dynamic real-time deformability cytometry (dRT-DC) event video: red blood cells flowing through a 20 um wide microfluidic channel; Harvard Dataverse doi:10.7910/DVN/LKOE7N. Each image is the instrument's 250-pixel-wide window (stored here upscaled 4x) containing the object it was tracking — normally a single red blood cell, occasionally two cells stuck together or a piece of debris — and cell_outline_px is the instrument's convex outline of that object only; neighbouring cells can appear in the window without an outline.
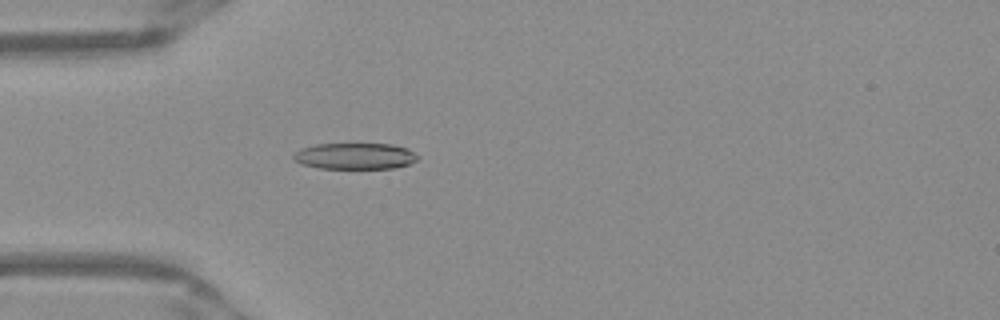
{"species": "Egyptian fruit bat (a non-hibernating species)", "species_latin": "Rousettus aegyptiacus", "temperature_condition": "warm", "stored_images_in_passage": 51, "camera_frame_rate_fps": 3000, "um_per_image_px": 0.085, "frame": {"image": 1, "passage_image": 15, "time_ms": 4.667, "image_size_px": [1000, 320], "cell_outline_px": [[420, 156], [416, 160], [408, 164], [392, 168], [320, 168], [300, 164], [292, 156], [300, 148], [316, 144], [392, 144], [408, 148]], "centroid_in_image_um": [30.18, 13.26], "position_along_channel_um": 54.8, "area_um2": 18.96}}
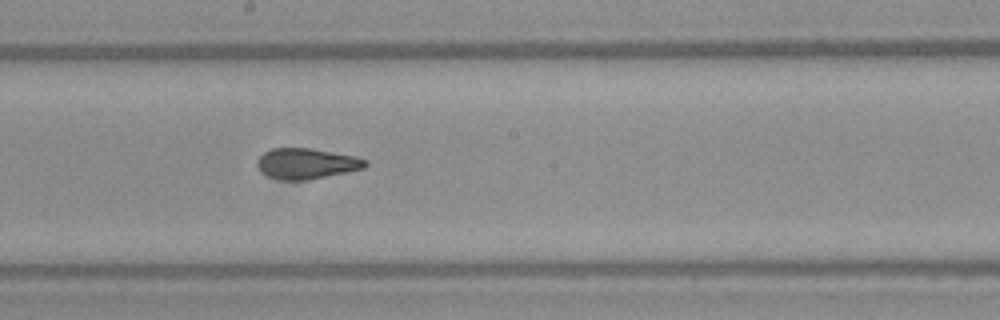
{"frame": {"image": 2, "passage_image": 28, "time_ms": 9.0, "image_size_px": [1000, 320], "cell_outline_px": [[368, 164], [364, 168], [308, 180], [280, 180], [268, 176], [260, 172], [256, 164], [256, 160], [264, 152], [272, 148], [312, 148], [356, 156], [368, 160]], "centroid_in_image_um": [26.03, 13.9], "position_along_channel_um": 222.2, "area_um2": 19.48}}
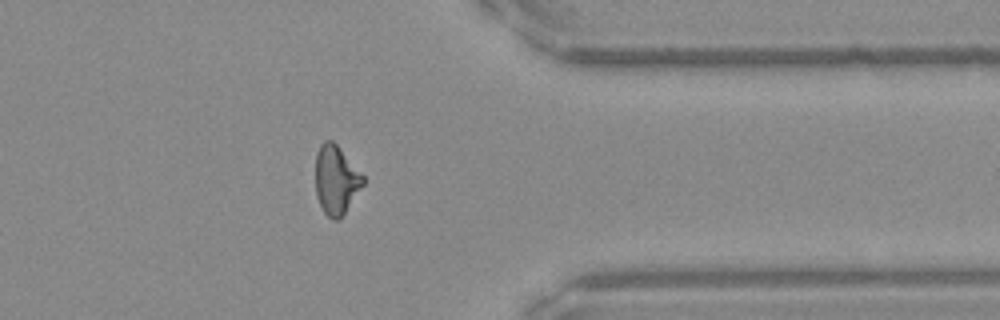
{"frame": {"image": 3, "passage_image": 41, "time_ms": 13.333, "image_size_px": [1000, 320], "cell_outline_px": [[364, 184], [344, 212], [336, 220], [332, 220], [324, 212], [316, 196], [316, 152], [320, 144], [324, 140], [332, 140], [336, 144], [364, 176]], "centroid_in_image_um": [28.55, 15.26], "position_along_channel_um": 382.9, "area_um2": 18.79}, "authors_computed_cell_mechanics": {"area_um2": 19.4208, "velocity_mm_per_s": 3.9782, "shape_relaxation_time_tau1_ms": 8.137, "shape_relaxation_time_tau2_ms": 1.7746, "deformation_change_tau1": 0.2554, "deformation_change_tau2": 0.091}}